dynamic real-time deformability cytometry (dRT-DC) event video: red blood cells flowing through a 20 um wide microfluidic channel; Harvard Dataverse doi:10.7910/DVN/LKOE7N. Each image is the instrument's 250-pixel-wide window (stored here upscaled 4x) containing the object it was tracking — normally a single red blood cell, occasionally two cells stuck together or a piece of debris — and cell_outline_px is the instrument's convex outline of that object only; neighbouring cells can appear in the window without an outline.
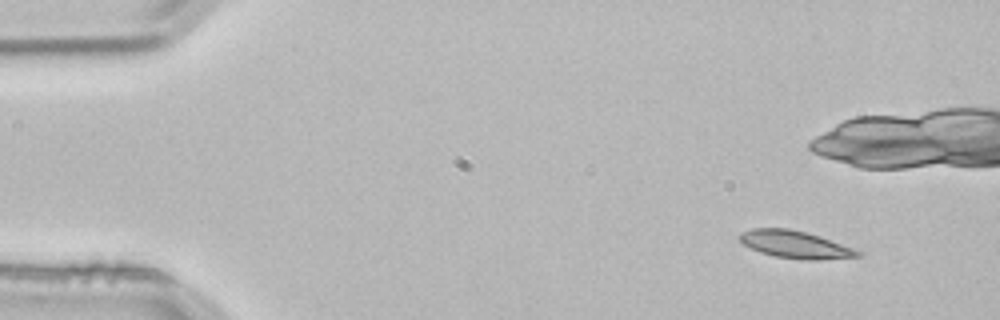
{"species": "common noctule bat (a hibernating species)", "species_latin": "Nyctalus noctula", "temperature_condition": "room temperature", "stored_images_in_passage": 4, "camera_frame_rate_fps": 3000, "um_per_image_px": 0.085, "animal": {"sex": "male", "body_mass_g": 21.5, "forearm_length_mm": 52.0}, "frame": {"image": 1, "passage_image": 1, "time_ms": 0.0, "image_size_px": [1000, 320], "cell_outline_px": [[864, 256], [820, 260], [804, 260], [776, 256], [760, 252], [744, 244], [736, 236], [740, 232], [752, 228], [788, 228], [808, 232], [820, 236], [864, 252]], "centroid_in_image_um": [67.62, 20.78], "position_along_channel_um": 17.4, "area_um2": 19.07}}